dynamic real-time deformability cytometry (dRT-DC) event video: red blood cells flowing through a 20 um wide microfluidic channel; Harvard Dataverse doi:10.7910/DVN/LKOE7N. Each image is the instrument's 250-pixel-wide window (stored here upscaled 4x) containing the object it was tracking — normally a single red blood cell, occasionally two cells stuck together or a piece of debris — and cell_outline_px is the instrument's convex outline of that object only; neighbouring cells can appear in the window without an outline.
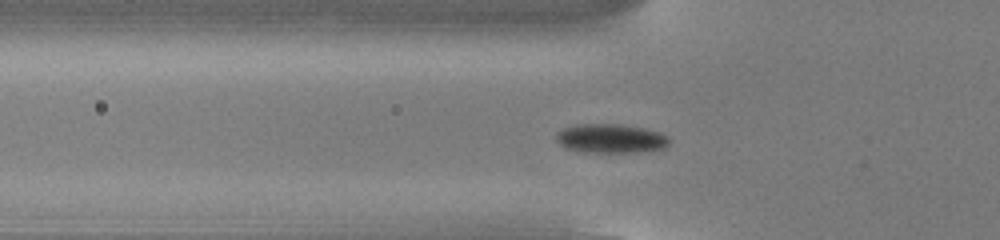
{"species": "common noctule bat (a hibernating species)", "species_latin": "Nyctalus noctula", "temperature_condition": "cold", "stored_images_in_passage": 54, "camera_frame_rate_fps": 3000, "um_per_image_px": 0.085, "animal": {"sex": "male", "body_mass_g": 13.0, "forearm_length_mm": 53.1}, "frame": {"image": 1, "passage_image": 18, "time_ms": 5.667, "image_size_px": [1000, 240], "cell_outline_px": [[668, 144], [664, 148], [640, 152], [584, 152], [564, 148], [556, 140], [556, 132], [560, 128], [576, 124], [620, 124], [644, 128], [660, 132], [668, 136]], "centroid_in_image_um": [51.87, 11.76], "position_along_channel_um": 73.9, "area_um2": 19.36}}
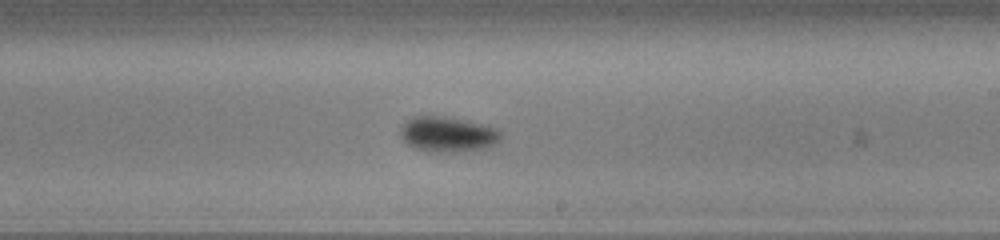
{"frame": {"image": 2, "passage_image": 32, "time_ms": 10.333, "image_size_px": [1000, 240], "cell_outline_px": [[500, 140], [496, 144], [488, 148], [456, 152], [428, 152], [416, 148], [408, 144], [400, 136], [400, 128], [412, 116], [440, 116], [488, 124], [496, 128], [500, 132]], "centroid_in_image_um": [38.08, 11.42], "position_along_channel_um": 250.9, "area_um2": 20.81}}
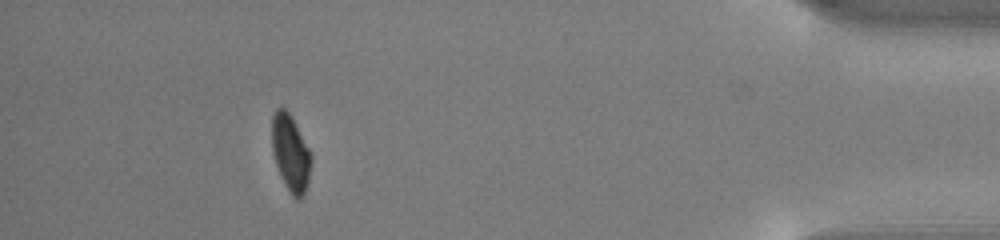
{"frame": {"image": 3, "passage_image": 49, "time_ms": 16.0, "image_size_px": [1000, 240], "cell_outline_px": [[312, 160], [308, 184], [300, 200], [296, 200], [292, 196], [280, 176], [272, 152], [272, 116], [276, 108], [284, 108], [292, 116], [312, 156]], "centroid_in_image_um": [24.7, 13.02], "position_along_channel_um": 410.5, "area_um2": 17.57}, "authors_computed_cell_mechanics": {"area_um2": 18.2937, "velocity_mm_per_s": 3.8008, "shape_relaxation_time_tau1_ms": 1.7151, "shape_relaxation_time_tau2_ms": null, "deformation_change_tau1": 0.0872, "deformation_change_tau2": null}}